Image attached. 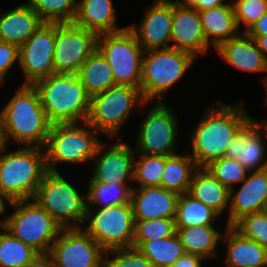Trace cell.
I'll list each match as a JSON object with an SVG mask.
<instances>
[{
	"label": "cell",
	"instance_id": "cell-12",
	"mask_svg": "<svg viewBox=\"0 0 267 267\" xmlns=\"http://www.w3.org/2000/svg\"><path fill=\"white\" fill-rule=\"evenodd\" d=\"M164 103L156 101L138 126L135 152L164 156L177 154L179 122L172 107Z\"/></svg>",
	"mask_w": 267,
	"mask_h": 267
},
{
	"label": "cell",
	"instance_id": "cell-18",
	"mask_svg": "<svg viewBox=\"0 0 267 267\" xmlns=\"http://www.w3.org/2000/svg\"><path fill=\"white\" fill-rule=\"evenodd\" d=\"M173 19L171 0H154L144 13L140 24L128 25L144 51L170 48Z\"/></svg>",
	"mask_w": 267,
	"mask_h": 267
},
{
	"label": "cell",
	"instance_id": "cell-4",
	"mask_svg": "<svg viewBox=\"0 0 267 267\" xmlns=\"http://www.w3.org/2000/svg\"><path fill=\"white\" fill-rule=\"evenodd\" d=\"M0 149V195L8 201L33 199L46 174L45 151L41 147L19 146Z\"/></svg>",
	"mask_w": 267,
	"mask_h": 267
},
{
	"label": "cell",
	"instance_id": "cell-39",
	"mask_svg": "<svg viewBox=\"0 0 267 267\" xmlns=\"http://www.w3.org/2000/svg\"><path fill=\"white\" fill-rule=\"evenodd\" d=\"M112 255V257H111ZM103 267H154L152 262L137 248L107 250Z\"/></svg>",
	"mask_w": 267,
	"mask_h": 267
},
{
	"label": "cell",
	"instance_id": "cell-50",
	"mask_svg": "<svg viewBox=\"0 0 267 267\" xmlns=\"http://www.w3.org/2000/svg\"><path fill=\"white\" fill-rule=\"evenodd\" d=\"M5 211H7L6 206H0V230L6 229V217L3 220L1 219V216L5 213Z\"/></svg>",
	"mask_w": 267,
	"mask_h": 267
},
{
	"label": "cell",
	"instance_id": "cell-38",
	"mask_svg": "<svg viewBox=\"0 0 267 267\" xmlns=\"http://www.w3.org/2000/svg\"><path fill=\"white\" fill-rule=\"evenodd\" d=\"M175 234V218L135 220L134 241L165 239Z\"/></svg>",
	"mask_w": 267,
	"mask_h": 267
},
{
	"label": "cell",
	"instance_id": "cell-37",
	"mask_svg": "<svg viewBox=\"0 0 267 267\" xmlns=\"http://www.w3.org/2000/svg\"><path fill=\"white\" fill-rule=\"evenodd\" d=\"M205 168L229 190L235 188V184L242 183L249 173L236 159L225 156L212 161Z\"/></svg>",
	"mask_w": 267,
	"mask_h": 267
},
{
	"label": "cell",
	"instance_id": "cell-36",
	"mask_svg": "<svg viewBox=\"0 0 267 267\" xmlns=\"http://www.w3.org/2000/svg\"><path fill=\"white\" fill-rule=\"evenodd\" d=\"M140 155L134 159L133 181L137 187L160 186L161 177L165 166L164 155Z\"/></svg>",
	"mask_w": 267,
	"mask_h": 267
},
{
	"label": "cell",
	"instance_id": "cell-27",
	"mask_svg": "<svg viewBox=\"0 0 267 267\" xmlns=\"http://www.w3.org/2000/svg\"><path fill=\"white\" fill-rule=\"evenodd\" d=\"M188 194L214 210L219 216L229 210L230 190L205 167H198L192 176Z\"/></svg>",
	"mask_w": 267,
	"mask_h": 267
},
{
	"label": "cell",
	"instance_id": "cell-28",
	"mask_svg": "<svg viewBox=\"0 0 267 267\" xmlns=\"http://www.w3.org/2000/svg\"><path fill=\"white\" fill-rule=\"evenodd\" d=\"M176 234L186 253L197 254L205 260L218 256V243L223 238V231L213 225L176 227Z\"/></svg>",
	"mask_w": 267,
	"mask_h": 267
},
{
	"label": "cell",
	"instance_id": "cell-14",
	"mask_svg": "<svg viewBox=\"0 0 267 267\" xmlns=\"http://www.w3.org/2000/svg\"><path fill=\"white\" fill-rule=\"evenodd\" d=\"M98 35L74 23H56L54 73L76 74L97 49Z\"/></svg>",
	"mask_w": 267,
	"mask_h": 267
},
{
	"label": "cell",
	"instance_id": "cell-51",
	"mask_svg": "<svg viewBox=\"0 0 267 267\" xmlns=\"http://www.w3.org/2000/svg\"><path fill=\"white\" fill-rule=\"evenodd\" d=\"M6 202H8V204L10 203V201H8L7 199H4L1 195H0V206H6Z\"/></svg>",
	"mask_w": 267,
	"mask_h": 267
},
{
	"label": "cell",
	"instance_id": "cell-20",
	"mask_svg": "<svg viewBox=\"0 0 267 267\" xmlns=\"http://www.w3.org/2000/svg\"><path fill=\"white\" fill-rule=\"evenodd\" d=\"M175 42L174 44H171ZM199 11L194 7H184L173 3V19L170 48L190 53L195 58L208 52Z\"/></svg>",
	"mask_w": 267,
	"mask_h": 267
},
{
	"label": "cell",
	"instance_id": "cell-11",
	"mask_svg": "<svg viewBox=\"0 0 267 267\" xmlns=\"http://www.w3.org/2000/svg\"><path fill=\"white\" fill-rule=\"evenodd\" d=\"M97 49L112 68L115 85L140 89L144 50L128 27L119 32L98 35Z\"/></svg>",
	"mask_w": 267,
	"mask_h": 267
},
{
	"label": "cell",
	"instance_id": "cell-53",
	"mask_svg": "<svg viewBox=\"0 0 267 267\" xmlns=\"http://www.w3.org/2000/svg\"><path fill=\"white\" fill-rule=\"evenodd\" d=\"M265 90H266V91H265V92H266V93H265V94H266L265 101H266V104H267V87H266V89H265ZM265 121H267V120H265Z\"/></svg>",
	"mask_w": 267,
	"mask_h": 267
},
{
	"label": "cell",
	"instance_id": "cell-8",
	"mask_svg": "<svg viewBox=\"0 0 267 267\" xmlns=\"http://www.w3.org/2000/svg\"><path fill=\"white\" fill-rule=\"evenodd\" d=\"M146 102L139 88L127 85H114L108 90L91 97L87 123L99 134L108 138H121V127L131 116L134 107L145 106Z\"/></svg>",
	"mask_w": 267,
	"mask_h": 267
},
{
	"label": "cell",
	"instance_id": "cell-35",
	"mask_svg": "<svg viewBox=\"0 0 267 267\" xmlns=\"http://www.w3.org/2000/svg\"><path fill=\"white\" fill-rule=\"evenodd\" d=\"M44 23H73L78 0H31L28 3Z\"/></svg>",
	"mask_w": 267,
	"mask_h": 267
},
{
	"label": "cell",
	"instance_id": "cell-6",
	"mask_svg": "<svg viewBox=\"0 0 267 267\" xmlns=\"http://www.w3.org/2000/svg\"><path fill=\"white\" fill-rule=\"evenodd\" d=\"M197 58L188 52L167 48L144 51L140 92L146 102H162L163 94L175 85Z\"/></svg>",
	"mask_w": 267,
	"mask_h": 267
},
{
	"label": "cell",
	"instance_id": "cell-52",
	"mask_svg": "<svg viewBox=\"0 0 267 267\" xmlns=\"http://www.w3.org/2000/svg\"><path fill=\"white\" fill-rule=\"evenodd\" d=\"M165 267H178V265L171 264V265H168V266H165Z\"/></svg>",
	"mask_w": 267,
	"mask_h": 267
},
{
	"label": "cell",
	"instance_id": "cell-47",
	"mask_svg": "<svg viewBox=\"0 0 267 267\" xmlns=\"http://www.w3.org/2000/svg\"><path fill=\"white\" fill-rule=\"evenodd\" d=\"M254 39L257 47L259 50L264 54L267 59V35L258 36V37H251Z\"/></svg>",
	"mask_w": 267,
	"mask_h": 267
},
{
	"label": "cell",
	"instance_id": "cell-25",
	"mask_svg": "<svg viewBox=\"0 0 267 267\" xmlns=\"http://www.w3.org/2000/svg\"><path fill=\"white\" fill-rule=\"evenodd\" d=\"M221 241L227 247V267H263L267 262V249L255 240L245 237L233 226H226Z\"/></svg>",
	"mask_w": 267,
	"mask_h": 267
},
{
	"label": "cell",
	"instance_id": "cell-46",
	"mask_svg": "<svg viewBox=\"0 0 267 267\" xmlns=\"http://www.w3.org/2000/svg\"><path fill=\"white\" fill-rule=\"evenodd\" d=\"M223 1L224 0H199L193 7L198 11H203L226 4Z\"/></svg>",
	"mask_w": 267,
	"mask_h": 267
},
{
	"label": "cell",
	"instance_id": "cell-29",
	"mask_svg": "<svg viewBox=\"0 0 267 267\" xmlns=\"http://www.w3.org/2000/svg\"><path fill=\"white\" fill-rule=\"evenodd\" d=\"M76 75L91 97L115 85L112 68L98 49L81 65Z\"/></svg>",
	"mask_w": 267,
	"mask_h": 267
},
{
	"label": "cell",
	"instance_id": "cell-2",
	"mask_svg": "<svg viewBox=\"0 0 267 267\" xmlns=\"http://www.w3.org/2000/svg\"><path fill=\"white\" fill-rule=\"evenodd\" d=\"M33 86L51 125L87 121L91 96L76 74L55 73Z\"/></svg>",
	"mask_w": 267,
	"mask_h": 267
},
{
	"label": "cell",
	"instance_id": "cell-9",
	"mask_svg": "<svg viewBox=\"0 0 267 267\" xmlns=\"http://www.w3.org/2000/svg\"><path fill=\"white\" fill-rule=\"evenodd\" d=\"M6 230L38 253H49L62 227L34 199L11 201Z\"/></svg>",
	"mask_w": 267,
	"mask_h": 267
},
{
	"label": "cell",
	"instance_id": "cell-33",
	"mask_svg": "<svg viewBox=\"0 0 267 267\" xmlns=\"http://www.w3.org/2000/svg\"><path fill=\"white\" fill-rule=\"evenodd\" d=\"M87 208L99 206V208L122 205L131 202V184H111L89 182L87 184Z\"/></svg>",
	"mask_w": 267,
	"mask_h": 267
},
{
	"label": "cell",
	"instance_id": "cell-44",
	"mask_svg": "<svg viewBox=\"0 0 267 267\" xmlns=\"http://www.w3.org/2000/svg\"><path fill=\"white\" fill-rule=\"evenodd\" d=\"M250 37L267 35V12L245 32Z\"/></svg>",
	"mask_w": 267,
	"mask_h": 267
},
{
	"label": "cell",
	"instance_id": "cell-19",
	"mask_svg": "<svg viewBox=\"0 0 267 267\" xmlns=\"http://www.w3.org/2000/svg\"><path fill=\"white\" fill-rule=\"evenodd\" d=\"M267 199V169L249 171L238 190H230V205L226 226H233L242 217L265 211Z\"/></svg>",
	"mask_w": 267,
	"mask_h": 267
},
{
	"label": "cell",
	"instance_id": "cell-17",
	"mask_svg": "<svg viewBox=\"0 0 267 267\" xmlns=\"http://www.w3.org/2000/svg\"><path fill=\"white\" fill-rule=\"evenodd\" d=\"M265 137L267 121L259 122L252 117L228 145L225 157L236 159L248 171L267 169Z\"/></svg>",
	"mask_w": 267,
	"mask_h": 267
},
{
	"label": "cell",
	"instance_id": "cell-45",
	"mask_svg": "<svg viewBox=\"0 0 267 267\" xmlns=\"http://www.w3.org/2000/svg\"><path fill=\"white\" fill-rule=\"evenodd\" d=\"M24 267H55V264L49 253H38Z\"/></svg>",
	"mask_w": 267,
	"mask_h": 267
},
{
	"label": "cell",
	"instance_id": "cell-10",
	"mask_svg": "<svg viewBox=\"0 0 267 267\" xmlns=\"http://www.w3.org/2000/svg\"><path fill=\"white\" fill-rule=\"evenodd\" d=\"M96 211V212H95ZM83 229L105 250L132 247L135 220L132 203L105 208H87Z\"/></svg>",
	"mask_w": 267,
	"mask_h": 267
},
{
	"label": "cell",
	"instance_id": "cell-34",
	"mask_svg": "<svg viewBox=\"0 0 267 267\" xmlns=\"http://www.w3.org/2000/svg\"><path fill=\"white\" fill-rule=\"evenodd\" d=\"M38 252L6 229L0 233V267H24Z\"/></svg>",
	"mask_w": 267,
	"mask_h": 267
},
{
	"label": "cell",
	"instance_id": "cell-24",
	"mask_svg": "<svg viewBox=\"0 0 267 267\" xmlns=\"http://www.w3.org/2000/svg\"><path fill=\"white\" fill-rule=\"evenodd\" d=\"M117 12L113 0H78L74 24L97 35L115 33L126 27H118Z\"/></svg>",
	"mask_w": 267,
	"mask_h": 267
},
{
	"label": "cell",
	"instance_id": "cell-7",
	"mask_svg": "<svg viewBox=\"0 0 267 267\" xmlns=\"http://www.w3.org/2000/svg\"><path fill=\"white\" fill-rule=\"evenodd\" d=\"M57 171H47L33 199L62 228L82 227L86 219L87 198ZM74 222V224L72 222Z\"/></svg>",
	"mask_w": 267,
	"mask_h": 267
},
{
	"label": "cell",
	"instance_id": "cell-48",
	"mask_svg": "<svg viewBox=\"0 0 267 267\" xmlns=\"http://www.w3.org/2000/svg\"><path fill=\"white\" fill-rule=\"evenodd\" d=\"M7 146L6 135L4 130L3 110L0 111V149Z\"/></svg>",
	"mask_w": 267,
	"mask_h": 267
},
{
	"label": "cell",
	"instance_id": "cell-22",
	"mask_svg": "<svg viewBox=\"0 0 267 267\" xmlns=\"http://www.w3.org/2000/svg\"><path fill=\"white\" fill-rule=\"evenodd\" d=\"M216 53L228 64L241 71L267 72V59L259 50L253 38L245 32L222 42L216 49ZM264 87H267V76L263 79Z\"/></svg>",
	"mask_w": 267,
	"mask_h": 267
},
{
	"label": "cell",
	"instance_id": "cell-30",
	"mask_svg": "<svg viewBox=\"0 0 267 267\" xmlns=\"http://www.w3.org/2000/svg\"><path fill=\"white\" fill-rule=\"evenodd\" d=\"M197 168L195 161L189 154L177 153L165 156L160 186L178 195L188 193L192 176Z\"/></svg>",
	"mask_w": 267,
	"mask_h": 267
},
{
	"label": "cell",
	"instance_id": "cell-26",
	"mask_svg": "<svg viewBox=\"0 0 267 267\" xmlns=\"http://www.w3.org/2000/svg\"><path fill=\"white\" fill-rule=\"evenodd\" d=\"M199 14L205 39L215 49L222 42L240 33L232 1L222 6L199 11Z\"/></svg>",
	"mask_w": 267,
	"mask_h": 267
},
{
	"label": "cell",
	"instance_id": "cell-43",
	"mask_svg": "<svg viewBox=\"0 0 267 267\" xmlns=\"http://www.w3.org/2000/svg\"><path fill=\"white\" fill-rule=\"evenodd\" d=\"M203 260L205 259L200 255L185 253L175 261L174 265H178V267H202Z\"/></svg>",
	"mask_w": 267,
	"mask_h": 267
},
{
	"label": "cell",
	"instance_id": "cell-13",
	"mask_svg": "<svg viewBox=\"0 0 267 267\" xmlns=\"http://www.w3.org/2000/svg\"><path fill=\"white\" fill-rule=\"evenodd\" d=\"M105 250L82 228H62L49 254L55 267H103Z\"/></svg>",
	"mask_w": 267,
	"mask_h": 267
},
{
	"label": "cell",
	"instance_id": "cell-3",
	"mask_svg": "<svg viewBox=\"0 0 267 267\" xmlns=\"http://www.w3.org/2000/svg\"><path fill=\"white\" fill-rule=\"evenodd\" d=\"M7 146L10 140L18 145L44 148L51 124L33 85H20L3 108Z\"/></svg>",
	"mask_w": 267,
	"mask_h": 267
},
{
	"label": "cell",
	"instance_id": "cell-1",
	"mask_svg": "<svg viewBox=\"0 0 267 267\" xmlns=\"http://www.w3.org/2000/svg\"><path fill=\"white\" fill-rule=\"evenodd\" d=\"M215 104L207 107L192 130L193 134L189 136L192 151L189 155L197 167H206L212 161L224 157L233 138L252 118L242 102L227 105L220 101Z\"/></svg>",
	"mask_w": 267,
	"mask_h": 267
},
{
	"label": "cell",
	"instance_id": "cell-23",
	"mask_svg": "<svg viewBox=\"0 0 267 267\" xmlns=\"http://www.w3.org/2000/svg\"><path fill=\"white\" fill-rule=\"evenodd\" d=\"M44 22L28 3L0 11V41L22 46Z\"/></svg>",
	"mask_w": 267,
	"mask_h": 267
},
{
	"label": "cell",
	"instance_id": "cell-32",
	"mask_svg": "<svg viewBox=\"0 0 267 267\" xmlns=\"http://www.w3.org/2000/svg\"><path fill=\"white\" fill-rule=\"evenodd\" d=\"M220 217L214 210L188 193L179 195L176 205V227L214 225Z\"/></svg>",
	"mask_w": 267,
	"mask_h": 267
},
{
	"label": "cell",
	"instance_id": "cell-31",
	"mask_svg": "<svg viewBox=\"0 0 267 267\" xmlns=\"http://www.w3.org/2000/svg\"><path fill=\"white\" fill-rule=\"evenodd\" d=\"M132 247L139 249L154 267H165L186 253L177 234L165 239L133 241Z\"/></svg>",
	"mask_w": 267,
	"mask_h": 267
},
{
	"label": "cell",
	"instance_id": "cell-42",
	"mask_svg": "<svg viewBox=\"0 0 267 267\" xmlns=\"http://www.w3.org/2000/svg\"><path fill=\"white\" fill-rule=\"evenodd\" d=\"M17 61H19V47L0 41V84L5 83L6 75Z\"/></svg>",
	"mask_w": 267,
	"mask_h": 267
},
{
	"label": "cell",
	"instance_id": "cell-41",
	"mask_svg": "<svg viewBox=\"0 0 267 267\" xmlns=\"http://www.w3.org/2000/svg\"><path fill=\"white\" fill-rule=\"evenodd\" d=\"M232 4L238 29L241 24L244 25L242 32H246L267 12V0H232Z\"/></svg>",
	"mask_w": 267,
	"mask_h": 267
},
{
	"label": "cell",
	"instance_id": "cell-16",
	"mask_svg": "<svg viewBox=\"0 0 267 267\" xmlns=\"http://www.w3.org/2000/svg\"><path fill=\"white\" fill-rule=\"evenodd\" d=\"M103 142L98 146L94 161V171L89 182L131 184L134 171V148L130 147L122 138L107 148ZM104 151V152H103Z\"/></svg>",
	"mask_w": 267,
	"mask_h": 267
},
{
	"label": "cell",
	"instance_id": "cell-5",
	"mask_svg": "<svg viewBox=\"0 0 267 267\" xmlns=\"http://www.w3.org/2000/svg\"><path fill=\"white\" fill-rule=\"evenodd\" d=\"M96 133L99 132L87 122L51 125L44 146L47 170L57 172L60 163L92 161L101 143Z\"/></svg>",
	"mask_w": 267,
	"mask_h": 267
},
{
	"label": "cell",
	"instance_id": "cell-21",
	"mask_svg": "<svg viewBox=\"0 0 267 267\" xmlns=\"http://www.w3.org/2000/svg\"><path fill=\"white\" fill-rule=\"evenodd\" d=\"M179 195L161 186L133 187L131 203L134 220L175 218Z\"/></svg>",
	"mask_w": 267,
	"mask_h": 267
},
{
	"label": "cell",
	"instance_id": "cell-49",
	"mask_svg": "<svg viewBox=\"0 0 267 267\" xmlns=\"http://www.w3.org/2000/svg\"><path fill=\"white\" fill-rule=\"evenodd\" d=\"M198 1L199 0H183L181 2V0H175V1L172 0L173 3L184 7H193Z\"/></svg>",
	"mask_w": 267,
	"mask_h": 267
},
{
	"label": "cell",
	"instance_id": "cell-15",
	"mask_svg": "<svg viewBox=\"0 0 267 267\" xmlns=\"http://www.w3.org/2000/svg\"><path fill=\"white\" fill-rule=\"evenodd\" d=\"M55 39L56 23H43L32 37L19 47L18 64L25 77L22 85H33L55 74Z\"/></svg>",
	"mask_w": 267,
	"mask_h": 267
},
{
	"label": "cell",
	"instance_id": "cell-40",
	"mask_svg": "<svg viewBox=\"0 0 267 267\" xmlns=\"http://www.w3.org/2000/svg\"><path fill=\"white\" fill-rule=\"evenodd\" d=\"M233 227L245 237L255 240L267 249V210L246 215Z\"/></svg>",
	"mask_w": 267,
	"mask_h": 267
}]
</instances>
